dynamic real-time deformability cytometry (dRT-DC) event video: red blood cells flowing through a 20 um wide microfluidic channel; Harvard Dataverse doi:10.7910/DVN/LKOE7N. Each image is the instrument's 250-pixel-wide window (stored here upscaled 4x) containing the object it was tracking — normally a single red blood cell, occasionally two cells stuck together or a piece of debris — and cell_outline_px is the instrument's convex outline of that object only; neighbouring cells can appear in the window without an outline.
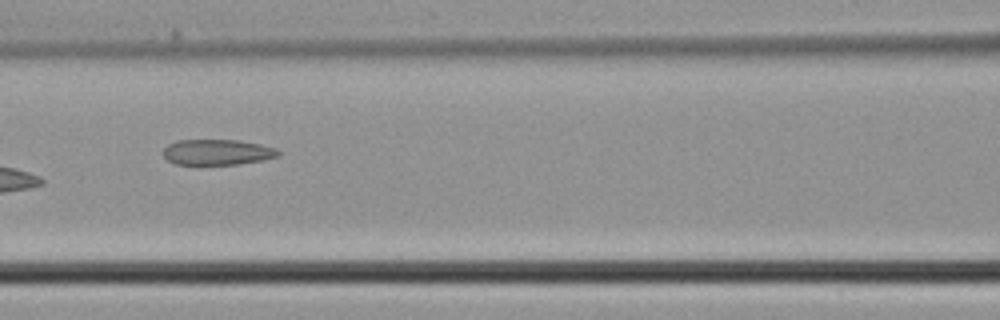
{"species": "common noctule bat (a hibernating species)", "species_latin": "Nyctalus noctula", "temperature_condition": "cold", "stored_images_in_passage": 5, "camera_frame_rate_fps": 3000, "um_per_image_px": 0.085, "animal": {"sex": "male", "body_mass_g": 21.5, "forearm_length_mm": 52.0}, "frame": {"image": 1, "passage_image": 5, "time_ms": 1.333, "image_size_px": [1000, 320], "cell_outline_px": [[280, 152], [276, 156], [260, 160], [236, 164], [176, 164], [168, 160], [164, 156], [164, 148], [168, 144], [176, 140], [240, 140], [260, 144], [276, 148]], "centroid_in_image_um": [18.44, 12.92], "position_along_channel_um": 148.2, "area_um2": 16.94}}